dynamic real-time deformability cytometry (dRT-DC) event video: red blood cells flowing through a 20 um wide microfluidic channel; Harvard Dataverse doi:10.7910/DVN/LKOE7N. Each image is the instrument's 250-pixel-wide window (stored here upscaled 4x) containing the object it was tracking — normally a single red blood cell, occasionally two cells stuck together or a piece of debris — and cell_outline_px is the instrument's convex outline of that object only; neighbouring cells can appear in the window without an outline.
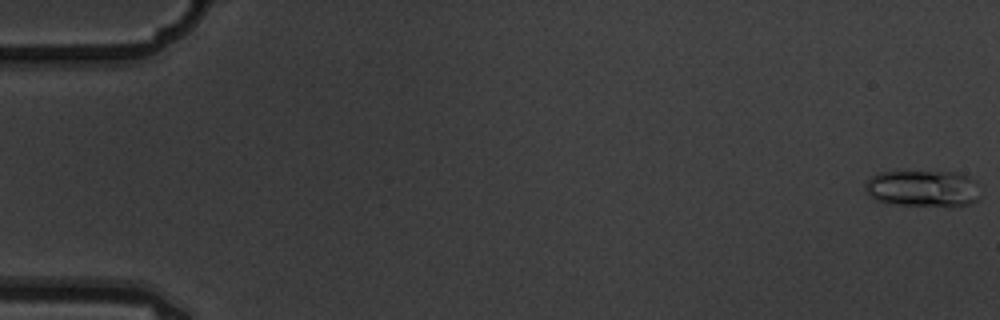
{"species": "common noctule bat (a hibernating species)", "species_latin": "Nyctalus noctula", "temperature_condition": "warm", "stored_images_in_passage": 5, "camera_frame_rate_fps": 3000, "um_per_image_px": 0.085, "animal": {"sex": "male", "body_mass_g": 19.5, "forearm_length_mm": 54.6}, "frame": {"image": 1, "passage_image": 1, "time_ms": 0.0, "image_size_px": [1000, 320], "cell_outline_px": [[980, 200], [972, 204], [952, 208], [888, 204], [876, 200], [864, 188], [864, 184], [872, 176], [880, 172], [956, 172], [968, 176], [976, 180], [980, 184]], "centroid_in_image_um": [78.55, 16.06], "position_along_channel_um": 6.4, "area_um2": 25.49}}